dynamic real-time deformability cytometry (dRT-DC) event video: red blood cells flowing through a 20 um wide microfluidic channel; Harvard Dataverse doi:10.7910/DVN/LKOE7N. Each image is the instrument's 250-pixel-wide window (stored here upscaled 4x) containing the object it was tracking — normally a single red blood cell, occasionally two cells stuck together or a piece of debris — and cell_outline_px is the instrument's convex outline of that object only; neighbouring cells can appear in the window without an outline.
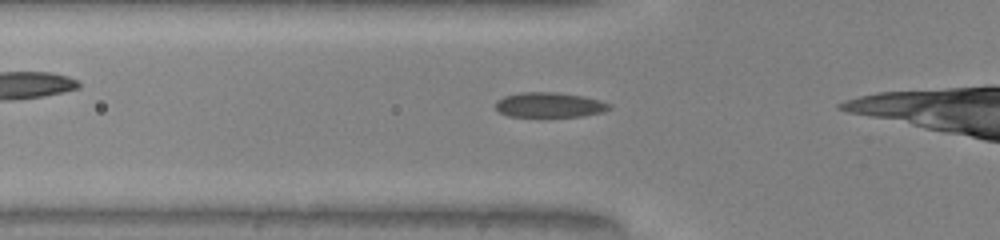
{"species": "common noctule bat (a hibernating species)", "species_latin": "Nyctalus noctula", "temperature_condition": "warm", "stored_images_in_passage": 8, "camera_frame_rate_fps": 3000, "um_per_image_px": 0.085, "animal": {"sex": "male", "body_mass_g": 20.0, "forearm_length_mm": 53.3}, "frame": {"image": 1, "passage_image": 3, "time_ms": 0.667, "image_size_px": [1000, 240], "cell_outline_px": [[612, 108], [604, 112], [580, 116], [508, 116], [500, 112], [496, 108], [496, 100], [504, 96], [520, 92], [556, 92], [584, 96], [600, 100], [612, 104]], "centroid_in_image_um": [46.73, 8.9], "position_along_channel_um": 79.1, "area_um2": 16.59}}
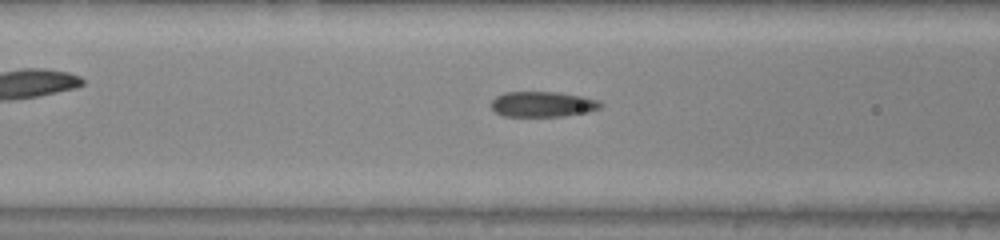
{"frame": {"image": 2, "passage_image": 6, "time_ms": 1.667, "image_size_px": [1000, 240], "cell_outline_px": [[604, 104], [600, 108], [588, 112], [564, 116], [504, 116], [496, 112], [488, 104], [496, 96], [504, 92], [556, 92], [584, 96], [600, 100]], "centroid_in_image_um": [46.14, 8.85], "position_along_channel_um": 120.5, "area_um2": 16.42}}